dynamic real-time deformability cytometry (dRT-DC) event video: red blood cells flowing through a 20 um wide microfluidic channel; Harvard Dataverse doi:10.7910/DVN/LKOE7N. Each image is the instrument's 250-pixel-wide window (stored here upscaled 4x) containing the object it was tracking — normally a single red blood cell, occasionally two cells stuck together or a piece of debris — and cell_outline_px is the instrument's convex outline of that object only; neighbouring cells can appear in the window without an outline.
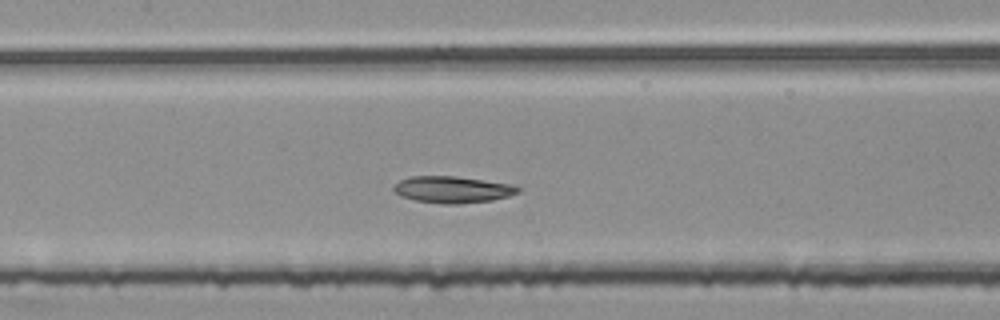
{"species": "common noctule bat (a hibernating species)", "species_latin": "Nyctalus noctula", "temperature_condition": "room temperature", "stored_images_in_passage": 47, "segment_of_instrument_passage": [2, 2], "camera_frame_rate_fps": 3000, "um_per_image_px": 0.085, "animal": {"sex": "female", "body_mass_g": 25.1}, "frame": {"image": 1, "passage_image": 21, "time_ms": 6.667, "image_size_px": [1000, 320], "cell_outline_px": [[520, 192], [508, 196], [492, 200], [456, 204], [440, 204], [416, 200], [400, 196], [392, 192], [392, 188], [400, 180], [412, 176], [452, 176], [484, 180], [512, 184], [520, 188]], "centroid_in_image_um": [38.44, 16.11], "position_along_channel_um": 169.0, "area_um2": 19.31}}
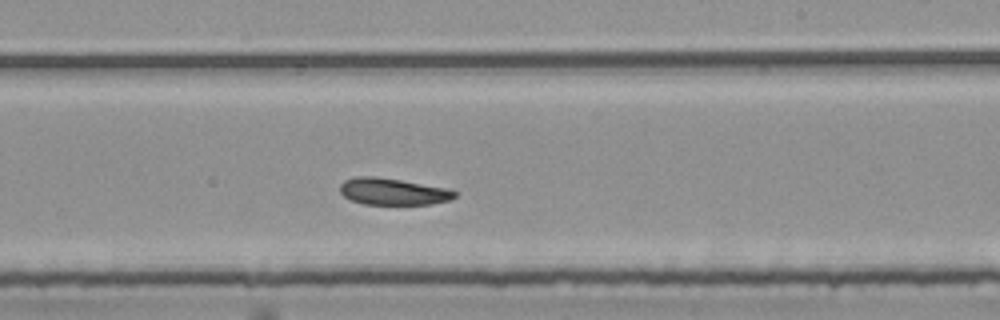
{"frame": {"image": 2, "passage_image": 28, "time_ms": 9.0, "image_size_px": [1000, 320], "cell_outline_px": [[456, 196], [448, 200], [432, 204], [364, 204], [352, 200], [344, 196], [340, 192], [340, 184], [344, 180], [356, 176], [376, 176], [448, 188], [456, 192]], "centroid_in_image_um": [33.38, 16.27], "position_along_channel_um": 255.6, "area_um2": 17.8}}
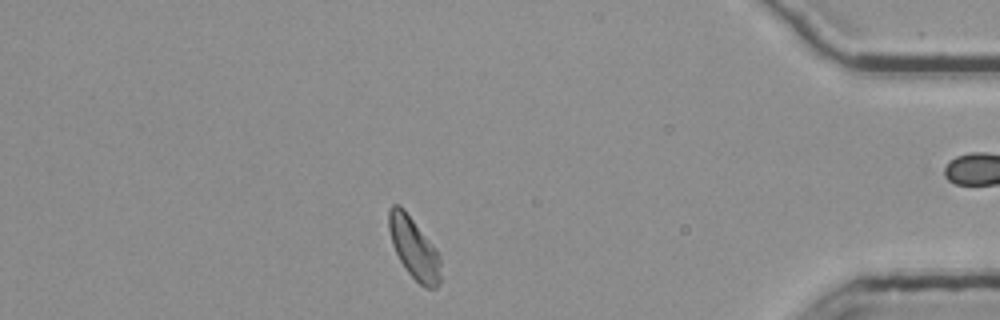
{"frame": {"image": 3, "passage_image": 43, "time_ms": 14.0, "image_size_px": [1000, 320], "cell_outline_px": [[440, 284], [436, 288], [424, 288], [408, 272], [400, 260], [392, 244], [388, 228], [388, 208], [392, 204], [400, 204], [404, 208], [440, 256]], "centroid_in_image_um": [35.16, 21.07], "position_along_channel_um": 400.0, "area_um2": 18.32}}